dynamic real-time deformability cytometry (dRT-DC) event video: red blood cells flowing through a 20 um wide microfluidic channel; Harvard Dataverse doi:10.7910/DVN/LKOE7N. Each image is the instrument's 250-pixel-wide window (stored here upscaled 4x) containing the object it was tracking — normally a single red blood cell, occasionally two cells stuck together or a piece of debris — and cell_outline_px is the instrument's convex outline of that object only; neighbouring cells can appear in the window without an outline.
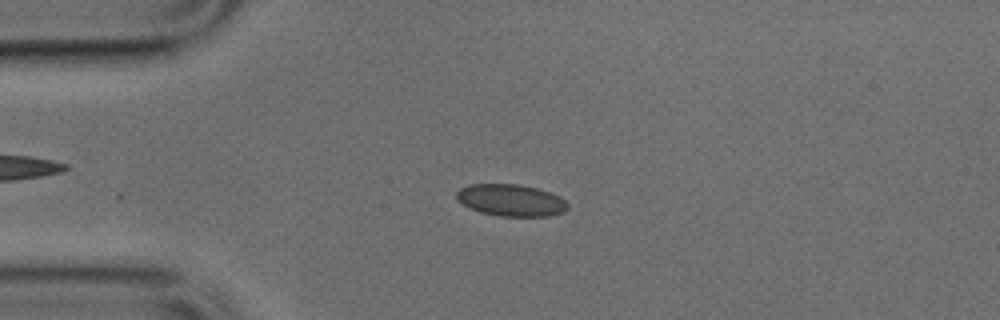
{"species": "common noctule bat (a hibernating species)", "species_latin": "Nyctalus noctula", "temperature_condition": "cold", "stored_images_in_passage": 41, "camera_frame_rate_fps": 3000, "um_per_image_px": 0.085, "animal": {"sex": "male", "body_mass_g": 17.9, "forearm_length_mm": 54.2}, "frame": {"image": 1, "passage_image": 3, "time_ms": 0.667, "image_size_px": [1000, 320], "cell_outline_px": [[568, 208], [564, 212], [548, 216], [500, 216], [480, 212], [456, 200], [456, 192], [460, 188], [468, 184], [516, 184], [536, 188], [548, 192], [564, 200], [568, 204]], "centroid_in_image_um": [43.4, 17.02], "position_along_channel_um": 41.6, "area_um2": 20.46}}
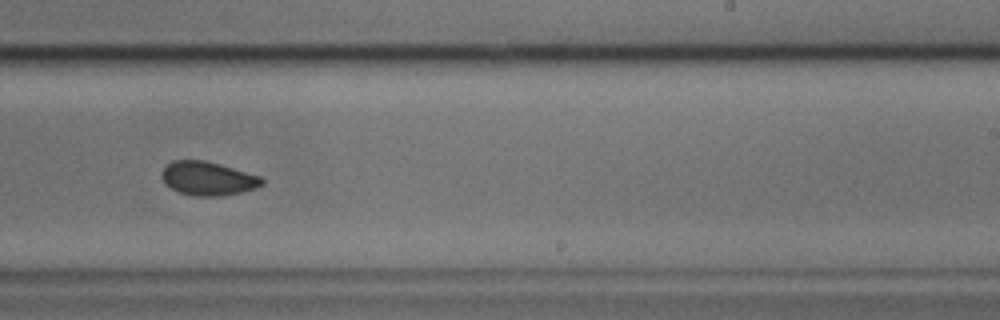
{"frame": {"image": 2, "passage_image": 22, "time_ms": 7.0, "image_size_px": [1000, 320], "cell_outline_px": [[264, 184], [256, 188], [240, 192], [220, 196], [192, 196], [180, 192], [164, 184], [160, 176], [164, 168], [172, 160], [204, 160], [220, 164], [260, 176], [264, 180]], "centroid_in_image_um": [17.66, 15.17], "position_along_channel_um": 271.3, "area_um2": 19.71}}
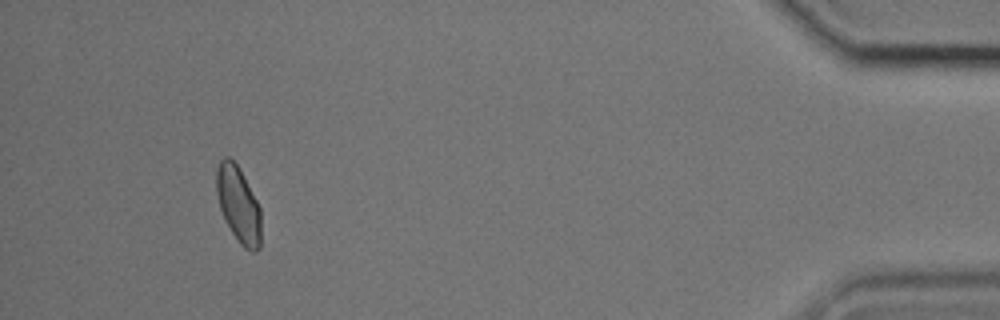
{"frame": {"image": 3, "passage_image": 38, "time_ms": 12.333, "image_size_px": [1000, 320], "cell_outline_px": [[260, 248], [256, 252], [252, 252], [244, 248], [240, 244], [224, 220], [220, 208], [216, 192], [216, 168], [220, 160], [224, 156], [228, 156], [236, 164], [256, 200], [260, 208]], "centroid_in_image_um": [20.24, 17.4], "position_along_channel_um": 415.0, "area_um2": 19.59}}